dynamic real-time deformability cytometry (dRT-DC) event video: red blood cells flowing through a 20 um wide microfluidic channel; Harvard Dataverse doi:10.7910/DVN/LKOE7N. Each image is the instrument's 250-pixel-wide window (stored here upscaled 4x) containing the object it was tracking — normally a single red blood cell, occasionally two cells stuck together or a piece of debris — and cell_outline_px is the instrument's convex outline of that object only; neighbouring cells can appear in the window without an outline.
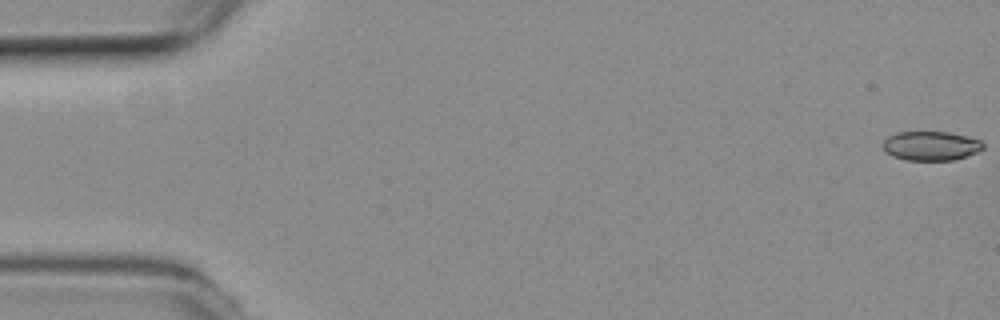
{"species": "common noctule bat (a hibernating species)", "species_latin": "Nyctalus noctula", "temperature_condition": "room temperature", "stored_images_in_passage": 55, "camera_frame_rate_fps": 3000, "um_per_image_px": 0.085, "animal": {"sex": "female", "body_mass_g": 19.3, "forearm_length_mm": 54.1}, "frame": {"image": 1, "passage_image": 1, "time_ms": 0.0, "image_size_px": [1000, 320], "cell_outline_px": [[984, 148], [976, 152], [952, 160], [908, 160], [892, 156], [880, 144], [888, 136], [896, 132], [948, 132], [968, 136], [980, 140], [984, 144]], "centroid_in_image_um": [79.11, 12.38], "position_along_channel_um": 5.9, "area_um2": 16.99}}
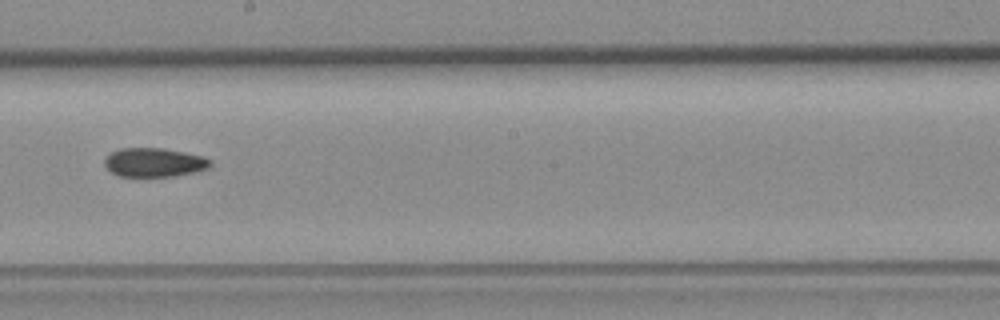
{"frame": {"image": 2, "passage_image": 31, "time_ms": 10.0, "image_size_px": [1000, 320], "cell_outline_px": [[212, 164], [208, 168], [192, 172], [172, 176], [120, 176], [112, 172], [104, 164], [104, 160], [112, 152], [120, 148], [164, 148], [204, 156], [212, 160]], "centroid_in_image_um": [13.13, 13.79], "position_along_channel_um": 235.1, "area_um2": 17.69}}
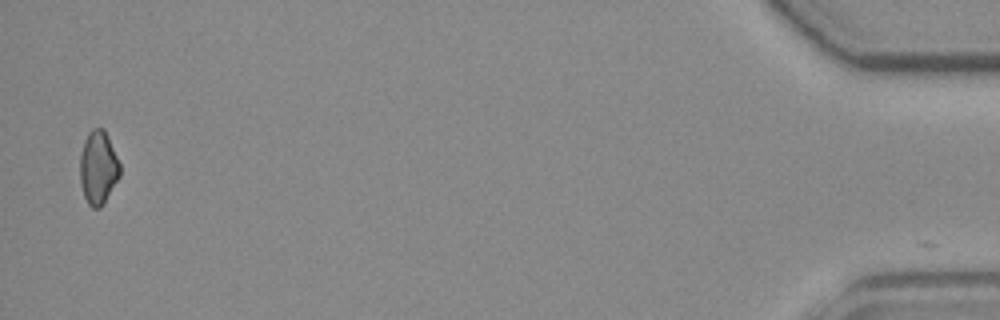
{"frame": {"image": 3, "passage_image": 54, "time_ms": 17.667, "image_size_px": [1000, 320], "cell_outline_px": [[120, 176], [100, 208], [92, 208], [88, 204], [84, 196], [80, 184], [80, 152], [84, 140], [88, 132], [92, 128], [104, 128], [120, 164]], "centroid_in_image_um": [8.33, 14.23], "position_along_channel_um": 426.9, "area_um2": 17.11}}